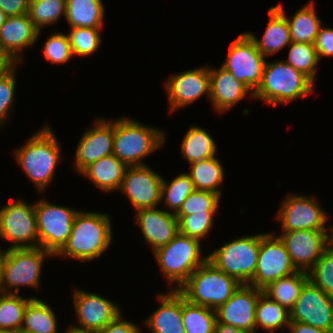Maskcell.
<instances>
[{
    "label": "cell",
    "instance_id": "cell-39",
    "mask_svg": "<svg viewBox=\"0 0 333 333\" xmlns=\"http://www.w3.org/2000/svg\"><path fill=\"white\" fill-rule=\"evenodd\" d=\"M67 33L73 57H88L95 54L102 46V28H70Z\"/></svg>",
    "mask_w": 333,
    "mask_h": 333
},
{
    "label": "cell",
    "instance_id": "cell-2",
    "mask_svg": "<svg viewBox=\"0 0 333 333\" xmlns=\"http://www.w3.org/2000/svg\"><path fill=\"white\" fill-rule=\"evenodd\" d=\"M52 130L46 123L12 153L26 177L41 194L54 181L56 167L62 161L61 144Z\"/></svg>",
    "mask_w": 333,
    "mask_h": 333
},
{
    "label": "cell",
    "instance_id": "cell-27",
    "mask_svg": "<svg viewBox=\"0 0 333 333\" xmlns=\"http://www.w3.org/2000/svg\"><path fill=\"white\" fill-rule=\"evenodd\" d=\"M275 7L287 19L291 42L314 44L323 23L317 14L313 0L304 4L290 17L287 16V12L281 4H277Z\"/></svg>",
    "mask_w": 333,
    "mask_h": 333
},
{
    "label": "cell",
    "instance_id": "cell-54",
    "mask_svg": "<svg viewBox=\"0 0 333 333\" xmlns=\"http://www.w3.org/2000/svg\"><path fill=\"white\" fill-rule=\"evenodd\" d=\"M0 333H19V332H16L14 330H2V329H0Z\"/></svg>",
    "mask_w": 333,
    "mask_h": 333
},
{
    "label": "cell",
    "instance_id": "cell-24",
    "mask_svg": "<svg viewBox=\"0 0 333 333\" xmlns=\"http://www.w3.org/2000/svg\"><path fill=\"white\" fill-rule=\"evenodd\" d=\"M159 293V307L146 317L143 324L150 333H185L182 319V294L178 290Z\"/></svg>",
    "mask_w": 333,
    "mask_h": 333
},
{
    "label": "cell",
    "instance_id": "cell-13",
    "mask_svg": "<svg viewBox=\"0 0 333 333\" xmlns=\"http://www.w3.org/2000/svg\"><path fill=\"white\" fill-rule=\"evenodd\" d=\"M73 290L77 324L68 325L70 329L84 333H97L122 313L121 307L116 302L103 295L78 287Z\"/></svg>",
    "mask_w": 333,
    "mask_h": 333
},
{
    "label": "cell",
    "instance_id": "cell-31",
    "mask_svg": "<svg viewBox=\"0 0 333 333\" xmlns=\"http://www.w3.org/2000/svg\"><path fill=\"white\" fill-rule=\"evenodd\" d=\"M189 173L195 190L209 191L222 197V189L225 180V171L219 158L211 157L206 160L194 162L189 165Z\"/></svg>",
    "mask_w": 333,
    "mask_h": 333
},
{
    "label": "cell",
    "instance_id": "cell-3",
    "mask_svg": "<svg viewBox=\"0 0 333 333\" xmlns=\"http://www.w3.org/2000/svg\"><path fill=\"white\" fill-rule=\"evenodd\" d=\"M314 91L315 83L284 60H266L262 80L253 93V100L277 106L313 95Z\"/></svg>",
    "mask_w": 333,
    "mask_h": 333
},
{
    "label": "cell",
    "instance_id": "cell-30",
    "mask_svg": "<svg viewBox=\"0 0 333 333\" xmlns=\"http://www.w3.org/2000/svg\"><path fill=\"white\" fill-rule=\"evenodd\" d=\"M55 312L50 304L41 300V298H31L25 307L20 332L59 333L58 317Z\"/></svg>",
    "mask_w": 333,
    "mask_h": 333
},
{
    "label": "cell",
    "instance_id": "cell-51",
    "mask_svg": "<svg viewBox=\"0 0 333 333\" xmlns=\"http://www.w3.org/2000/svg\"><path fill=\"white\" fill-rule=\"evenodd\" d=\"M6 254H7V248L2 249V247H0V294L3 293L2 291L3 266L6 259Z\"/></svg>",
    "mask_w": 333,
    "mask_h": 333
},
{
    "label": "cell",
    "instance_id": "cell-23",
    "mask_svg": "<svg viewBox=\"0 0 333 333\" xmlns=\"http://www.w3.org/2000/svg\"><path fill=\"white\" fill-rule=\"evenodd\" d=\"M147 208L135 211L136 223L140 227L144 241L152 252L167 245L179 232L178 219L165 209Z\"/></svg>",
    "mask_w": 333,
    "mask_h": 333
},
{
    "label": "cell",
    "instance_id": "cell-1",
    "mask_svg": "<svg viewBox=\"0 0 333 333\" xmlns=\"http://www.w3.org/2000/svg\"><path fill=\"white\" fill-rule=\"evenodd\" d=\"M110 213L79 210L74 217L71 234L54 256L62 259L92 262L111 246L114 234Z\"/></svg>",
    "mask_w": 333,
    "mask_h": 333
},
{
    "label": "cell",
    "instance_id": "cell-53",
    "mask_svg": "<svg viewBox=\"0 0 333 333\" xmlns=\"http://www.w3.org/2000/svg\"><path fill=\"white\" fill-rule=\"evenodd\" d=\"M67 330L64 333H84V332H79L73 329H70L69 327L66 328Z\"/></svg>",
    "mask_w": 333,
    "mask_h": 333
},
{
    "label": "cell",
    "instance_id": "cell-9",
    "mask_svg": "<svg viewBox=\"0 0 333 333\" xmlns=\"http://www.w3.org/2000/svg\"><path fill=\"white\" fill-rule=\"evenodd\" d=\"M39 247L55 256L66 244L79 209L40 198L34 203Z\"/></svg>",
    "mask_w": 333,
    "mask_h": 333
},
{
    "label": "cell",
    "instance_id": "cell-47",
    "mask_svg": "<svg viewBox=\"0 0 333 333\" xmlns=\"http://www.w3.org/2000/svg\"><path fill=\"white\" fill-rule=\"evenodd\" d=\"M29 0H0V9L9 16L28 13Z\"/></svg>",
    "mask_w": 333,
    "mask_h": 333
},
{
    "label": "cell",
    "instance_id": "cell-4",
    "mask_svg": "<svg viewBox=\"0 0 333 333\" xmlns=\"http://www.w3.org/2000/svg\"><path fill=\"white\" fill-rule=\"evenodd\" d=\"M166 137V131L124 115L114 119L112 154L126 166L147 165L144 159L162 149Z\"/></svg>",
    "mask_w": 333,
    "mask_h": 333
},
{
    "label": "cell",
    "instance_id": "cell-45",
    "mask_svg": "<svg viewBox=\"0 0 333 333\" xmlns=\"http://www.w3.org/2000/svg\"><path fill=\"white\" fill-rule=\"evenodd\" d=\"M314 46L319 61L324 57H333V28L323 24L316 36Z\"/></svg>",
    "mask_w": 333,
    "mask_h": 333
},
{
    "label": "cell",
    "instance_id": "cell-26",
    "mask_svg": "<svg viewBox=\"0 0 333 333\" xmlns=\"http://www.w3.org/2000/svg\"><path fill=\"white\" fill-rule=\"evenodd\" d=\"M126 167L115 155L110 154L88 165L79 175L89 179L92 185L102 190L104 194L118 192Z\"/></svg>",
    "mask_w": 333,
    "mask_h": 333
},
{
    "label": "cell",
    "instance_id": "cell-52",
    "mask_svg": "<svg viewBox=\"0 0 333 333\" xmlns=\"http://www.w3.org/2000/svg\"><path fill=\"white\" fill-rule=\"evenodd\" d=\"M7 15L0 9V28L3 26L7 19Z\"/></svg>",
    "mask_w": 333,
    "mask_h": 333
},
{
    "label": "cell",
    "instance_id": "cell-12",
    "mask_svg": "<svg viewBox=\"0 0 333 333\" xmlns=\"http://www.w3.org/2000/svg\"><path fill=\"white\" fill-rule=\"evenodd\" d=\"M266 60L252 38L243 32L229 45L221 66L254 93L261 83Z\"/></svg>",
    "mask_w": 333,
    "mask_h": 333
},
{
    "label": "cell",
    "instance_id": "cell-6",
    "mask_svg": "<svg viewBox=\"0 0 333 333\" xmlns=\"http://www.w3.org/2000/svg\"><path fill=\"white\" fill-rule=\"evenodd\" d=\"M241 283L206 260L178 289L189 302L217 310Z\"/></svg>",
    "mask_w": 333,
    "mask_h": 333
},
{
    "label": "cell",
    "instance_id": "cell-14",
    "mask_svg": "<svg viewBox=\"0 0 333 333\" xmlns=\"http://www.w3.org/2000/svg\"><path fill=\"white\" fill-rule=\"evenodd\" d=\"M296 271L279 236L273 232L261 233L255 274L249 284L263 290L270 283Z\"/></svg>",
    "mask_w": 333,
    "mask_h": 333
},
{
    "label": "cell",
    "instance_id": "cell-46",
    "mask_svg": "<svg viewBox=\"0 0 333 333\" xmlns=\"http://www.w3.org/2000/svg\"><path fill=\"white\" fill-rule=\"evenodd\" d=\"M133 321L124 319L123 313L97 333H142L141 326Z\"/></svg>",
    "mask_w": 333,
    "mask_h": 333
},
{
    "label": "cell",
    "instance_id": "cell-22",
    "mask_svg": "<svg viewBox=\"0 0 333 333\" xmlns=\"http://www.w3.org/2000/svg\"><path fill=\"white\" fill-rule=\"evenodd\" d=\"M209 76V101L214 112L216 111L221 115L233 109L238 102L246 97L253 100V92L221 65L217 69L216 67L209 66Z\"/></svg>",
    "mask_w": 333,
    "mask_h": 333
},
{
    "label": "cell",
    "instance_id": "cell-15",
    "mask_svg": "<svg viewBox=\"0 0 333 333\" xmlns=\"http://www.w3.org/2000/svg\"><path fill=\"white\" fill-rule=\"evenodd\" d=\"M164 87L170 113L191 106L202 96L210 99L209 65L175 73L165 79Z\"/></svg>",
    "mask_w": 333,
    "mask_h": 333
},
{
    "label": "cell",
    "instance_id": "cell-29",
    "mask_svg": "<svg viewBox=\"0 0 333 333\" xmlns=\"http://www.w3.org/2000/svg\"><path fill=\"white\" fill-rule=\"evenodd\" d=\"M105 10L102 0H66L65 19L70 28H103Z\"/></svg>",
    "mask_w": 333,
    "mask_h": 333
},
{
    "label": "cell",
    "instance_id": "cell-7",
    "mask_svg": "<svg viewBox=\"0 0 333 333\" xmlns=\"http://www.w3.org/2000/svg\"><path fill=\"white\" fill-rule=\"evenodd\" d=\"M260 241L261 233L234 238L207 253V260L241 284H249L255 274Z\"/></svg>",
    "mask_w": 333,
    "mask_h": 333
},
{
    "label": "cell",
    "instance_id": "cell-44",
    "mask_svg": "<svg viewBox=\"0 0 333 333\" xmlns=\"http://www.w3.org/2000/svg\"><path fill=\"white\" fill-rule=\"evenodd\" d=\"M51 64H65L73 59L67 33L54 32L47 38L42 47V56Z\"/></svg>",
    "mask_w": 333,
    "mask_h": 333
},
{
    "label": "cell",
    "instance_id": "cell-32",
    "mask_svg": "<svg viewBox=\"0 0 333 333\" xmlns=\"http://www.w3.org/2000/svg\"><path fill=\"white\" fill-rule=\"evenodd\" d=\"M255 323L256 333L259 328L267 333H280L288 329L290 312L262 292L256 304Z\"/></svg>",
    "mask_w": 333,
    "mask_h": 333
},
{
    "label": "cell",
    "instance_id": "cell-38",
    "mask_svg": "<svg viewBox=\"0 0 333 333\" xmlns=\"http://www.w3.org/2000/svg\"><path fill=\"white\" fill-rule=\"evenodd\" d=\"M288 47V57L282 60L317 83L319 59L314 44L291 42Z\"/></svg>",
    "mask_w": 333,
    "mask_h": 333
},
{
    "label": "cell",
    "instance_id": "cell-33",
    "mask_svg": "<svg viewBox=\"0 0 333 333\" xmlns=\"http://www.w3.org/2000/svg\"><path fill=\"white\" fill-rule=\"evenodd\" d=\"M308 280V273L296 271L289 276L282 277L270 283L262 291L270 299L278 302L290 312L295 305L301 289Z\"/></svg>",
    "mask_w": 333,
    "mask_h": 333
},
{
    "label": "cell",
    "instance_id": "cell-8",
    "mask_svg": "<svg viewBox=\"0 0 333 333\" xmlns=\"http://www.w3.org/2000/svg\"><path fill=\"white\" fill-rule=\"evenodd\" d=\"M54 256L43 248L7 249L3 266L2 291L19 294L22 287L40 288L43 265Z\"/></svg>",
    "mask_w": 333,
    "mask_h": 333
},
{
    "label": "cell",
    "instance_id": "cell-42",
    "mask_svg": "<svg viewBox=\"0 0 333 333\" xmlns=\"http://www.w3.org/2000/svg\"><path fill=\"white\" fill-rule=\"evenodd\" d=\"M309 280L333 298V242L308 272Z\"/></svg>",
    "mask_w": 333,
    "mask_h": 333
},
{
    "label": "cell",
    "instance_id": "cell-11",
    "mask_svg": "<svg viewBox=\"0 0 333 333\" xmlns=\"http://www.w3.org/2000/svg\"><path fill=\"white\" fill-rule=\"evenodd\" d=\"M0 239L9 241L7 249L39 247L34 203L20 198L0 207Z\"/></svg>",
    "mask_w": 333,
    "mask_h": 333
},
{
    "label": "cell",
    "instance_id": "cell-43",
    "mask_svg": "<svg viewBox=\"0 0 333 333\" xmlns=\"http://www.w3.org/2000/svg\"><path fill=\"white\" fill-rule=\"evenodd\" d=\"M221 197L209 191H192L175 215H190L194 213H217Z\"/></svg>",
    "mask_w": 333,
    "mask_h": 333
},
{
    "label": "cell",
    "instance_id": "cell-19",
    "mask_svg": "<svg viewBox=\"0 0 333 333\" xmlns=\"http://www.w3.org/2000/svg\"><path fill=\"white\" fill-rule=\"evenodd\" d=\"M90 127L83 132L75 148L72 166L76 174L91 163L113 153L114 120L97 117Z\"/></svg>",
    "mask_w": 333,
    "mask_h": 333
},
{
    "label": "cell",
    "instance_id": "cell-17",
    "mask_svg": "<svg viewBox=\"0 0 333 333\" xmlns=\"http://www.w3.org/2000/svg\"><path fill=\"white\" fill-rule=\"evenodd\" d=\"M162 177L149 165L127 166L119 193L122 192L134 211L161 205Z\"/></svg>",
    "mask_w": 333,
    "mask_h": 333
},
{
    "label": "cell",
    "instance_id": "cell-28",
    "mask_svg": "<svg viewBox=\"0 0 333 333\" xmlns=\"http://www.w3.org/2000/svg\"><path fill=\"white\" fill-rule=\"evenodd\" d=\"M207 131L202 126L194 124L188 128L184 135L180 147V156L189 165L216 156V141Z\"/></svg>",
    "mask_w": 333,
    "mask_h": 333
},
{
    "label": "cell",
    "instance_id": "cell-5",
    "mask_svg": "<svg viewBox=\"0 0 333 333\" xmlns=\"http://www.w3.org/2000/svg\"><path fill=\"white\" fill-rule=\"evenodd\" d=\"M169 290H178L206 260L199 240L179 232L165 246L153 252Z\"/></svg>",
    "mask_w": 333,
    "mask_h": 333
},
{
    "label": "cell",
    "instance_id": "cell-25",
    "mask_svg": "<svg viewBox=\"0 0 333 333\" xmlns=\"http://www.w3.org/2000/svg\"><path fill=\"white\" fill-rule=\"evenodd\" d=\"M267 14L270 18L260 39L252 31L246 32L265 58L277 54L291 44L286 17L275 6L270 7Z\"/></svg>",
    "mask_w": 333,
    "mask_h": 333
},
{
    "label": "cell",
    "instance_id": "cell-50",
    "mask_svg": "<svg viewBox=\"0 0 333 333\" xmlns=\"http://www.w3.org/2000/svg\"><path fill=\"white\" fill-rule=\"evenodd\" d=\"M214 333H244V332L232 325L216 322Z\"/></svg>",
    "mask_w": 333,
    "mask_h": 333
},
{
    "label": "cell",
    "instance_id": "cell-41",
    "mask_svg": "<svg viewBox=\"0 0 333 333\" xmlns=\"http://www.w3.org/2000/svg\"><path fill=\"white\" fill-rule=\"evenodd\" d=\"M21 63H15L3 76L0 77V128L11 120L16 92L17 67ZM10 118V120H9Z\"/></svg>",
    "mask_w": 333,
    "mask_h": 333
},
{
    "label": "cell",
    "instance_id": "cell-20",
    "mask_svg": "<svg viewBox=\"0 0 333 333\" xmlns=\"http://www.w3.org/2000/svg\"><path fill=\"white\" fill-rule=\"evenodd\" d=\"M262 292L250 284H241L216 310L217 322L237 327L244 333H256V304Z\"/></svg>",
    "mask_w": 333,
    "mask_h": 333
},
{
    "label": "cell",
    "instance_id": "cell-16",
    "mask_svg": "<svg viewBox=\"0 0 333 333\" xmlns=\"http://www.w3.org/2000/svg\"><path fill=\"white\" fill-rule=\"evenodd\" d=\"M279 238L285 245L297 271L308 273L333 242V231H281Z\"/></svg>",
    "mask_w": 333,
    "mask_h": 333
},
{
    "label": "cell",
    "instance_id": "cell-48",
    "mask_svg": "<svg viewBox=\"0 0 333 333\" xmlns=\"http://www.w3.org/2000/svg\"><path fill=\"white\" fill-rule=\"evenodd\" d=\"M287 330L289 331L288 333H329L323 329L315 328L309 324L293 321H290Z\"/></svg>",
    "mask_w": 333,
    "mask_h": 333
},
{
    "label": "cell",
    "instance_id": "cell-49",
    "mask_svg": "<svg viewBox=\"0 0 333 333\" xmlns=\"http://www.w3.org/2000/svg\"><path fill=\"white\" fill-rule=\"evenodd\" d=\"M15 63L0 50V77L3 76Z\"/></svg>",
    "mask_w": 333,
    "mask_h": 333
},
{
    "label": "cell",
    "instance_id": "cell-35",
    "mask_svg": "<svg viewBox=\"0 0 333 333\" xmlns=\"http://www.w3.org/2000/svg\"><path fill=\"white\" fill-rule=\"evenodd\" d=\"M194 186L190 176L180 173L175 176L171 182L162 177L161 185V204L166 207L167 212L176 214L181 208L187 196L194 191Z\"/></svg>",
    "mask_w": 333,
    "mask_h": 333
},
{
    "label": "cell",
    "instance_id": "cell-21",
    "mask_svg": "<svg viewBox=\"0 0 333 333\" xmlns=\"http://www.w3.org/2000/svg\"><path fill=\"white\" fill-rule=\"evenodd\" d=\"M41 33L28 14L9 16L0 28V50L14 63L22 64L24 51L36 45Z\"/></svg>",
    "mask_w": 333,
    "mask_h": 333
},
{
    "label": "cell",
    "instance_id": "cell-36",
    "mask_svg": "<svg viewBox=\"0 0 333 333\" xmlns=\"http://www.w3.org/2000/svg\"><path fill=\"white\" fill-rule=\"evenodd\" d=\"M30 20L38 31L53 26L66 16V0H29Z\"/></svg>",
    "mask_w": 333,
    "mask_h": 333
},
{
    "label": "cell",
    "instance_id": "cell-10",
    "mask_svg": "<svg viewBox=\"0 0 333 333\" xmlns=\"http://www.w3.org/2000/svg\"><path fill=\"white\" fill-rule=\"evenodd\" d=\"M321 205L314 195L288 194L282 200L275 219L280 223L281 231H333V225H326L330 217Z\"/></svg>",
    "mask_w": 333,
    "mask_h": 333
},
{
    "label": "cell",
    "instance_id": "cell-18",
    "mask_svg": "<svg viewBox=\"0 0 333 333\" xmlns=\"http://www.w3.org/2000/svg\"><path fill=\"white\" fill-rule=\"evenodd\" d=\"M290 321L333 333V298L308 280L290 310Z\"/></svg>",
    "mask_w": 333,
    "mask_h": 333
},
{
    "label": "cell",
    "instance_id": "cell-37",
    "mask_svg": "<svg viewBox=\"0 0 333 333\" xmlns=\"http://www.w3.org/2000/svg\"><path fill=\"white\" fill-rule=\"evenodd\" d=\"M36 296H22L21 294H0V329L21 331L25 307L27 302Z\"/></svg>",
    "mask_w": 333,
    "mask_h": 333
},
{
    "label": "cell",
    "instance_id": "cell-34",
    "mask_svg": "<svg viewBox=\"0 0 333 333\" xmlns=\"http://www.w3.org/2000/svg\"><path fill=\"white\" fill-rule=\"evenodd\" d=\"M182 319L185 333H214L216 310L189 302L182 295Z\"/></svg>",
    "mask_w": 333,
    "mask_h": 333
},
{
    "label": "cell",
    "instance_id": "cell-40",
    "mask_svg": "<svg viewBox=\"0 0 333 333\" xmlns=\"http://www.w3.org/2000/svg\"><path fill=\"white\" fill-rule=\"evenodd\" d=\"M217 213H194L190 215H176L179 233L194 239L201 240L209 236L213 230L214 216Z\"/></svg>",
    "mask_w": 333,
    "mask_h": 333
}]
</instances>
